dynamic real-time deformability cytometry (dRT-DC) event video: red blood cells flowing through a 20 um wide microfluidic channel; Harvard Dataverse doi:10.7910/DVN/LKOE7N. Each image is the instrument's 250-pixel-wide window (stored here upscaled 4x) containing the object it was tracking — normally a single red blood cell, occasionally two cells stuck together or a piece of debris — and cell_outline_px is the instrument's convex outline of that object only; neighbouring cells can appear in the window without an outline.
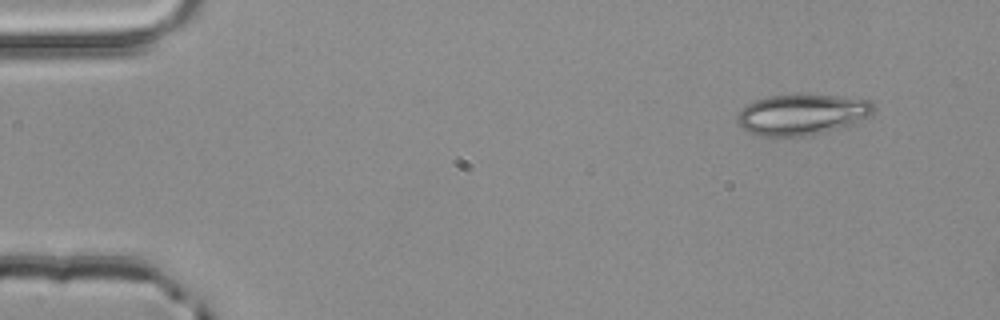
{"species": "common noctule bat (a hibernating species)", "species_latin": "Nyctalus noctula", "temperature_condition": "room temperature", "stored_images_in_passage": 2, "camera_frame_rate_fps": 3000, "um_per_image_px": 0.085, "animal": {"sex": "male", "body_mass_g": 20.4}, "frame": {"image": 1, "passage_image": 1, "time_ms": 0.0, "image_size_px": [1000, 320], "cell_outline_px": [[876, 108], [872, 116], [856, 124], [808, 136], [760, 136], [748, 132], [736, 124], [736, 116], [748, 104], [756, 100], [768, 96], [836, 96], [872, 100]], "centroid_in_image_um": [68.22, 9.76], "position_along_channel_um": 16.8, "area_um2": 32.48}}